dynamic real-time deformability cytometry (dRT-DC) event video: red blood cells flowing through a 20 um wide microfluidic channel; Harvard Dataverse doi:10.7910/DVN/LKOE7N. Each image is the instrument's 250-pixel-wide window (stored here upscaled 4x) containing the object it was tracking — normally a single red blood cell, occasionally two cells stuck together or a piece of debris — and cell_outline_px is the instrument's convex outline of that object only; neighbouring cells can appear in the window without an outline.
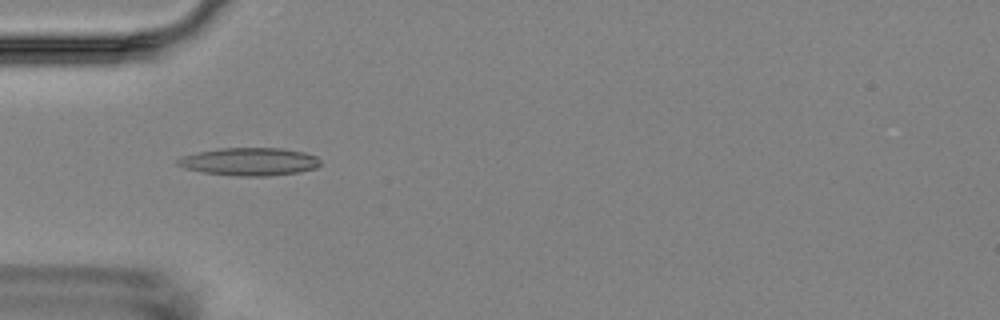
{"species": "Egyptian fruit bat (a non-hibernating species)", "species_latin": "Rousettus aegyptiacus", "temperature_condition": "room temperature", "stored_images_in_passage": 6, "camera_frame_rate_fps": 3000, "um_per_image_px": 0.085, "animal": {"sex": "female"}, "frame": {"image": 1, "passage_image": 5, "time_ms": 4.667, "image_size_px": [1000, 320], "cell_outline_px": [[320, 164], [316, 168], [300, 172], [268, 176], [236, 176], [204, 172], [184, 168], [176, 164], [176, 160], [180, 156], [220, 148], [284, 148], [304, 152], [316, 156], [320, 160]], "centroid_in_image_um": [21.22, 13.74], "position_along_channel_um": 63.8, "area_um2": 23.24}}